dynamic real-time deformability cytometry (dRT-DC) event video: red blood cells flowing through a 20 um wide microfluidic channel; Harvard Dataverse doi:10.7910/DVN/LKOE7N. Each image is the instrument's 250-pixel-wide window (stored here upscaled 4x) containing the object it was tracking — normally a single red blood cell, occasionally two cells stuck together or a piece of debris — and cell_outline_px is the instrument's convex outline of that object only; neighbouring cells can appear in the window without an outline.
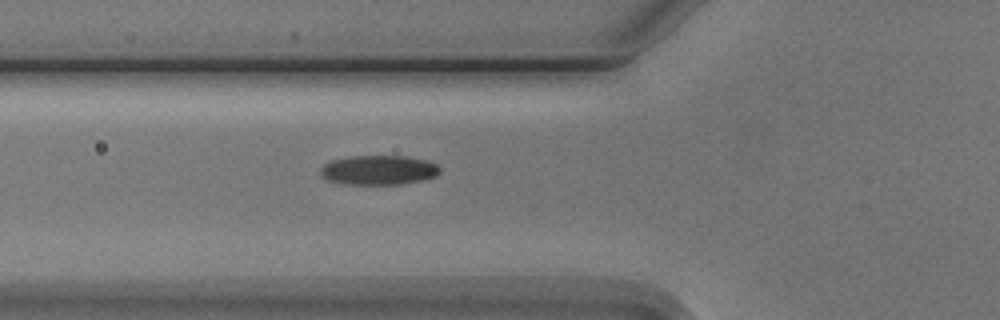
{"species": "Egyptian fruit bat (a non-hibernating species)", "species_latin": "Rousettus aegyptiacus", "temperature_condition": "cold", "stored_images_in_passage": 8, "camera_frame_rate_fps": 3000, "um_per_image_px": 0.085, "animal": {"sex": "male"}, "frame": {"image": 1, "passage_image": 8, "time_ms": 9.0, "image_size_px": [1000, 320], "cell_outline_px": [[440, 172], [436, 176], [424, 180], [400, 184], [344, 184], [328, 180], [320, 176], [320, 168], [324, 164], [332, 160], [348, 156], [408, 156], [428, 160], [436, 164], [440, 168]], "centroid_in_image_um": [32.19, 14.45], "position_along_channel_um": 93.6, "area_um2": 20.75}}